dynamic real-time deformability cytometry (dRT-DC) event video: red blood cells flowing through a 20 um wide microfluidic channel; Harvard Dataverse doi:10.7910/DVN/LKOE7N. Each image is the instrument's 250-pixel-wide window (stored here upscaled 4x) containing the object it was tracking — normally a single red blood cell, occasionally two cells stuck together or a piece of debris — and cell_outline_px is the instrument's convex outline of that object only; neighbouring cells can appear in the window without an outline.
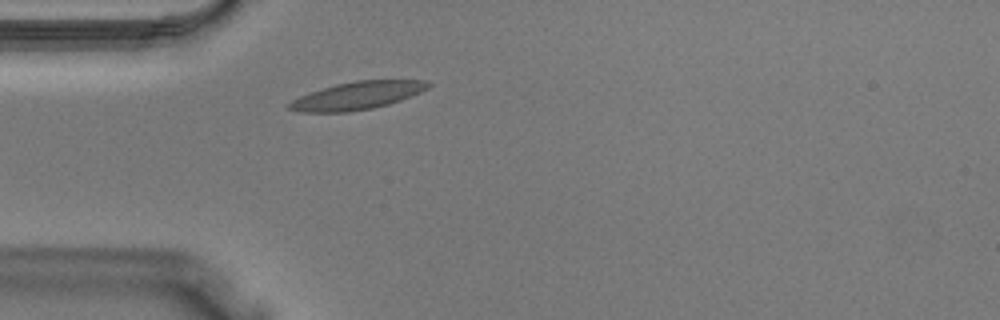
{"species": "Egyptian fruit bat (a non-hibernating species)", "species_latin": "Rousettus aegyptiacus", "temperature_condition": "warm", "stored_images_in_passage": 29, "camera_frame_rate_fps": 3000, "um_per_image_px": 0.085, "animal": {"sex": "male"}, "frame": {"image": 1, "passage_image": 1, "time_ms": 0.0, "image_size_px": [1000, 320], "cell_outline_px": [[432, 84], [428, 88], [420, 92], [400, 100], [388, 104], [372, 108], [348, 112], [300, 112], [288, 108], [288, 104], [292, 100], [300, 96], [336, 84], [356, 80], [424, 80]], "centroid_in_image_um": [30.38, 8.12], "position_along_channel_um": 54.6, "area_um2": 22.2}}
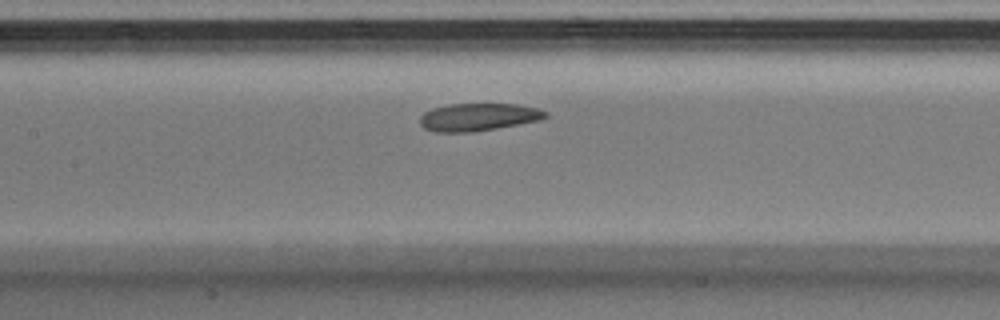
{"frame": {"image": 2, "passage_image": 8, "time_ms": 2.333, "image_size_px": [1000, 320], "cell_outline_px": [[548, 116], [540, 120], [496, 128], [472, 132], [436, 132], [424, 128], [420, 124], [420, 116], [424, 112], [432, 108], [448, 104], [516, 104], [536, 108], [548, 112]], "centroid_in_image_um": [40.63, 9.95], "position_along_channel_um": 166.8, "area_um2": 20.17}}
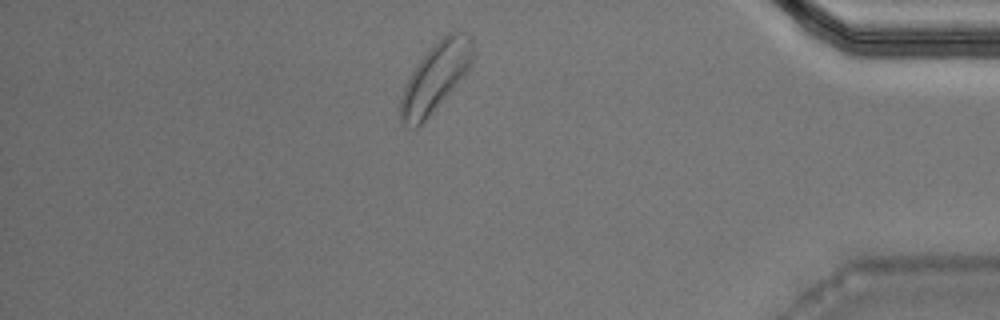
{"frame": {"image": 3, "passage_image": 24, "time_ms": 7.667, "image_size_px": [1000, 320], "cell_outline_px": [[476, 52], [468, 68], [448, 92], [424, 120], [416, 128], [412, 128], [404, 124], [400, 120], [400, 100], [404, 88], [412, 72], [420, 60], [448, 32], [456, 28], [472, 36]], "centroid_in_image_um": [37.04, 6.49], "position_along_channel_um": 398.2, "area_um2": 27.92}}